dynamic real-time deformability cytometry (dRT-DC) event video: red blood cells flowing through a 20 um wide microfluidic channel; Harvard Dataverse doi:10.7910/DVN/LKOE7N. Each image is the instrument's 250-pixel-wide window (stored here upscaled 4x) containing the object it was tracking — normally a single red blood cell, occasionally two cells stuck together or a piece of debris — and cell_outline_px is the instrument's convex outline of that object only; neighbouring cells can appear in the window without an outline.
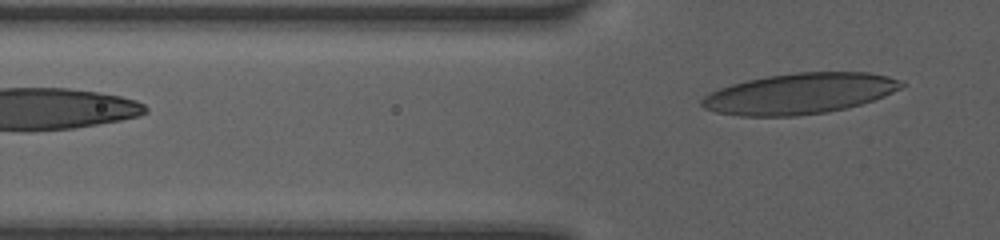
{"species": "human", "species_latin": "Homo sapiens", "temperature_condition": "room temperature", "stored_images_in_passage": 6, "segment_of_instrument_passage": [2, 2], "camera_frame_rate_fps": 3000, "um_per_image_px": 0.085, "donor": {"sex": "female"}, "frame": {"image": 1, "passage_image": 6, "time_ms": 3.667, "image_size_px": [1000, 240], "cell_outline_px": [[904, 88], [884, 96], [860, 104], [828, 112], [796, 116], [740, 116], [716, 112], [704, 108], [700, 104], [700, 100], [704, 96], [720, 88], [732, 84], [748, 80], [768, 76], [796, 72], [868, 72], [888, 76], [904, 80]], "centroid_in_image_um": [68.0, 7.95], "position_along_channel_um": 57.8, "area_um2": 47.45}}